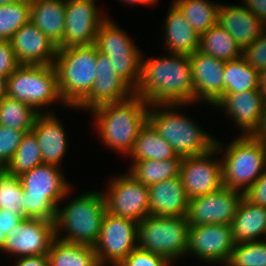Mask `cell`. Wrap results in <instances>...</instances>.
I'll return each instance as SVG.
<instances>
[{
	"label": "cell",
	"mask_w": 266,
	"mask_h": 266,
	"mask_svg": "<svg viewBox=\"0 0 266 266\" xmlns=\"http://www.w3.org/2000/svg\"><path fill=\"white\" fill-rule=\"evenodd\" d=\"M142 55L141 75L134 94L150 105H190L194 84L189 55L170 53L165 57Z\"/></svg>",
	"instance_id": "6da1fadb"
},
{
	"label": "cell",
	"mask_w": 266,
	"mask_h": 266,
	"mask_svg": "<svg viewBox=\"0 0 266 266\" xmlns=\"http://www.w3.org/2000/svg\"><path fill=\"white\" fill-rule=\"evenodd\" d=\"M149 103L133 94L130 98L92 109L98 135L107 147L130 154L141 127L148 120Z\"/></svg>",
	"instance_id": "7a4b0ae2"
},
{
	"label": "cell",
	"mask_w": 266,
	"mask_h": 266,
	"mask_svg": "<svg viewBox=\"0 0 266 266\" xmlns=\"http://www.w3.org/2000/svg\"><path fill=\"white\" fill-rule=\"evenodd\" d=\"M59 168L40 164L18 176L24 189V218L54 222L57 206L71 192V185Z\"/></svg>",
	"instance_id": "3957f363"
},
{
	"label": "cell",
	"mask_w": 266,
	"mask_h": 266,
	"mask_svg": "<svg viewBox=\"0 0 266 266\" xmlns=\"http://www.w3.org/2000/svg\"><path fill=\"white\" fill-rule=\"evenodd\" d=\"M106 212L102 192L91 191L76 196L62 208L57 206L55 236L63 241L94 246ZM62 231L66 233L63 237L60 236Z\"/></svg>",
	"instance_id": "277c9868"
},
{
	"label": "cell",
	"mask_w": 266,
	"mask_h": 266,
	"mask_svg": "<svg viewBox=\"0 0 266 266\" xmlns=\"http://www.w3.org/2000/svg\"><path fill=\"white\" fill-rule=\"evenodd\" d=\"M181 106L149 105L148 121L178 156L184 158L209 152L215 147L216 138L201 130L185 113L177 112Z\"/></svg>",
	"instance_id": "5b68a950"
},
{
	"label": "cell",
	"mask_w": 266,
	"mask_h": 266,
	"mask_svg": "<svg viewBox=\"0 0 266 266\" xmlns=\"http://www.w3.org/2000/svg\"><path fill=\"white\" fill-rule=\"evenodd\" d=\"M98 48L95 44L57 50L54 66L64 103L75 108L91 91L96 78Z\"/></svg>",
	"instance_id": "8992f818"
},
{
	"label": "cell",
	"mask_w": 266,
	"mask_h": 266,
	"mask_svg": "<svg viewBox=\"0 0 266 266\" xmlns=\"http://www.w3.org/2000/svg\"><path fill=\"white\" fill-rule=\"evenodd\" d=\"M223 152V186L244 193L266 168V143L255 135L241 134Z\"/></svg>",
	"instance_id": "52a82bcc"
},
{
	"label": "cell",
	"mask_w": 266,
	"mask_h": 266,
	"mask_svg": "<svg viewBox=\"0 0 266 266\" xmlns=\"http://www.w3.org/2000/svg\"><path fill=\"white\" fill-rule=\"evenodd\" d=\"M6 95L31 106L37 113L53 102L67 106L60 94L54 65H20L7 78Z\"/></svg>",
	"instance_id": "ba28073f"
},
{
	"label": "cell",
	"mask_w": 266,
	"mask_h": 266,
	"mask_svg": "<svg viewBox=\"0 0 266 266\" xmlns=\"http://www.w3.org/2000/svg\"><path fill=\"white\" fill-rule=\"evenodd\" d=\"M188 236L187 217L147 215L138 222V247L163 256L170 262L186 256Z\"/></svg>",
	"instance_id": "9c48e42d"
},
{
	"label": "cell",
	"mask_w": 266,
	"mask_h": 266,
	"mask_svg": "<svg viewBox=\"0 0 266 266\" xmlns=\"http://www.w3.org/2000/svg\"><path fill=\"white\" fill-rule=\"evenodd\" d=\"M95 45L109 57L115 72L134 90L139 84L144 55L126 32L107 18L99 27Z\"/></svg>",
	"instance_id": "30bf717a"
},
{
	"label": "cell",
	"mask_w": 266,
	"mask_h": 266,
	"mask_svg": "<svg viewBox=\"0 0 266 266\" xmlns=\"http://www.w3.org/2000/svg\"><path fill=\"white\" fill-rule=\"evenodd\" d=\"M138 222L106 212L93 249L99 263L118 265L138 247Z\"/></svg>",
	"instance_id": "8fae6325"
},
{
	"label": "cell",
	"mask_w": 266,
	"mask_h": 266,
	"mask_svg": "<svg viewBox=\"0 0 266 266\" xmlns=\"http://www.w3.org/2000/svg\"><path fill=\"white\" fill-rule=\"evenodd\" d=\"M103 192L109 214L140 222L149 215V187L129 172L110 179Z\"/></svg>",
	"instance_id": "7c38bea8"
},
{
	"label": "cell",
	"mask_w": 266,
	"mask_h": 266,
	"mask_svg": "<svg viewBox=\"0 0 266 266\" xmlns=\"http://www.w3.org/2000/svg\"><path fill=\"white\" fill-rule=\"evenodd\" d=\"M222 145L216 140L215 147L209 152L182 159L180 177L188 199L204 196L223 186L221 160L211 157L222 152Z\"/></svg>",
	"instance_id": "4fadbf2b"
},
{
	"label": "cell",
	"mask_w": 266,
	"mask_h": 266,
	"mask_svg": "<svg viewBox=\"0 0 266 266\" xmlns=\"http://www.w3.org/2000/svg\"><path fill=\"white\" fill-rule=\"evenodd\" d=\"M96 0H67L63 42L58 49L95 44L98 29L108 18Z\"/></svg>",
	"instance_id": "5bb4252c"
},
{
	"label": "cell",
	"mask_w": 266,
	"mask_h": 266,
	"mask_svg": "<svg viewBox=\"0 0 266 266\" xmlns=\"http://www.w3.org/2000/svg\"><path fill=\"white\" fill-rule=\"evenodd\" d=\"M234 246L229 224L189 226L187 255L191 253L209 264L226 265Z\"/></svg>",
	"instance_id": "9a60e30c"
},
{
	"label": "cell",
	"mask_w": 266,
	"mask_h": 266,
	"mask_svg": "<svg viewBox=\"0 0 266 266\" xmlns=\"http://www.w3.org/2000/svg\"><path fill=\"white\" fill-rule=\"evenodd\" d=\"M242 197V192L222 186L217 191L189 199L188 225H231Z\"/></svg>",
	"instance_id": "2e32d148"
},
{
	"label": "cell",
	"mask_w": 266,
	"mask_h": 266,
	"mask_svg": "<svg viewBox=\"0 0 266 266\" xmlns=\"http://www.w3.org/2000/svg\"><path fill=\"white\" fill-rule=\"evenodd\" d=\"M55 237L53 221L25 218L8 233L0 252L15 257L48 255Z\"/></svg>",
	"instance_id": "e0dca14e"
},
{
	"label": "cell",
	"mask_w": 266,
	"mask_h": 266,
	"mask_svg": "<svg viewBox=\"0 0 266 266\" xmlns=\"http://www.w3.org/2000/svg\"><path fill=\"white\" fill-rule=\"evenodd\" d=\"M109 57L97 53V71L89 94L75 107L91 111L107 103L124 101L134 94V89L113 68Z\"/></svg>",
	"instance_id": "ac0fdd59"
},
{
	"label": "cell",
	"mask_w": 266,
	"mask_h": 266,
	"mask_svg": "<svg viewBox=\"0 0 266 266\" xmlns=\"http://www.w3.org/2000/svg\"><path fill=\"white\" fill-rule=\"evenodd\" d=\"M189 59L194 84V102L202 100L214 106L224 95L226 62L199 50L189 55Z\"/></svg>",
	"instance_id": "d6986e66"
},
{
	"label": "cell",
	"mask_w": 266,
	"mask_h": 266,
	"mask_svg": "<svg viewBox=\"0 0 266 266\" xmlns=\"http://www.w3.org/2000/svg\"><path fill=\"white\" fill-rule=\"evenodd\" d=\"M214 106L226 111L224 113L243 131L242 135H255L262 121L265 97L260 89L225 93Z\"/></svg>",
	"instance_id": "ffe728a7"
},
{
	"label": "cell",
	"mask_w": 266,
	"mask_h": 266,
	"mask_svg": "<svg viewBox=\"0 0 266 266\" xmlns=\"http://www.w3.org/2000/svg\"><path fill=\"white\" fill-rule=\"evenodd\" d=\"M9 41L20 65H54L58 47L31 20Z\"/></svg>",
	"instance_id": "44dd1931"
},
{
	"label": "cell",
	"mask_w": 266,
	"mask_h": 266,
	"mask_svg": "<svg viewBox=\"0 0 266 266\" xmlns=\"http://www.w3.org/2000/svg\"><path fill=\"white\" fill-rule=\"evenodd\" d=\"M217 23L235 39L241 49L249 46L266 29V25L241 4H219Z\"/></svg>",
	"instance_id": "7402d4cb"
},
{
	"label": "cell",
	"mask_w": 266,
	"mask_h": 266,
	"mask_svg": "<svg viewBox=\"0 0 266 266\" xmlns=\"http://www.w3.org/2000/svg\"><path fill=\"white\" fill-rule=\"evenodd\" d=\"M46 111L36 115L31 132L38 141L43 164L59 167L67 150V136L62 122Z\"/></svg>",
	"instance_id": "603a6c76"
},
{
	"label": "cell",
	"mask_w": 266,
	"mask_h": 266,
	"mask_svg": "<svg viewBox=\"0 0 266 266\" xmlns=\"http://www.w3.org/2000/svg\"><path fill=\"white\" fill-rule=\"evenodd\" d=\"M188 204L180 175L149 186V215L186 217Z\"/></svg>",
	"instance_id": "cb8c5ba5"
},
{
	"label": "cell",
	"mask_w": 266,
	"mask_h": 266,
	"mask_svg": "<svg viewBox=\"0 0 266 266\" xmlns=\"http://www.w3.org/2000/svg\"><path fill=\"white\" fill-rule=\"evenodd\" d=\"M164 29L168 54L191 55L199 49L200 35L174 2L167 13Z\"/></svg>",
	"instance_id": "d4e9b609"
},
{
	"label": "cell",
	"mask_w": 266,
	"mask_h": 266,
	"mask_svg": "<svg viewBox=\"0 0 266 266\" xmlns=\"http://www.w3.org/2000/svg\"><path fill=\"white\" fill-rule=\"evenodd\" d=\"M67 0H30L31 22L58 47L63 42Z\"/></svg>",
	"instance_id": "484cf974"
},
{
	"label": "cell",
	"mask_w": 266,
	"mask_h": 266,
	"mask_svg": "<svg viewBox=\"0 0 266 266\" xmlns=\"http://www.w3.org/2000/svg\"><path fill=\"white\" fill-rule=\"evenodd\" d=\"M231 228L235 243L261 241V235L266 237V207L255 205L242 197Z\"/></svg>",
	"instance_id": "4316f807"
},
{
	"label": "cell",
	"mask_w": 266,
	"mask_h": 266,
	"mask_svg": "<svg viewBox=\"0 0 266 266\" xmlns=\"http://www.w3.org/2000/svg\"><path fill=\"white\" fill-rule=\"evenodd\" d=\"M132 163L140 160H169L178 157L173 147L165 141L147 120L141 127L134 147L129 154Z\"/></svg>",
	"instance_id": "83f0119b"
},
{
	"label": "cell",
	"mask_w": 266,
	"mask_h": 266,
	"mask_svg": "<svg viewBox=\"0 0 266 266\" xmlns=\"http://www.w3.org/2000/svg\"><path fill=\"white\" fill-rule=\"evenodd\" d=\"M48 258L50 266H95L98 264L93 246L54 238Z\"/></svg>",
	"instance_id": "f1b7e54d"
},
{
	"label": "cell",
	"mask_w": 266,
	"mask_h": 266,
	"mask_svg": "<svg viewBox=\"0 0 266 266\" xmlns=\"http://www.w3.org/2000/svg\"><path fill=\"white\" fill-rule=\"evenodd\" d=\"M198 50L224 62L242 57V49L240 46L218 23L200 35Z\"/></svg>",
	"instance_id": "f546056e"
},
{
	"label": "cell",
	"mask_w": 266,
	"mask_h": 266,
	"mask_svg": "<svg viewBox=\"0 0 266 266\" xmlns=\"http://www.w3.org/2000/svg\"><path fill=\"white\" fill-rule=\"evenodd\" d=\"M182 157L169 160H140L135 161L128 172L145 186H151L169 178L180 175Z\"/></svg>",
	"instance_id": "4dcf8cb0"
},
{
	"label": "cell",
	"mask_w": 266,
	"mask_h": 266,
	"mask_svg": "<svg viewBox=\"0 0 266 266\" xmlns=\"http://www.w3.org/2000/svg\"><path fill=\"white\" fill-rule=\"evenodd\" d=\"M260 73L240 57L224 67V94L259 89Z\"/></svg>",
	"instance_id": "1f68e13d"
},
{
	"label": "cell",
	"mask_w": 266,
	"mask_h": 266,
	"mask_svg": "<svg viewBox=\"0 0 266 266\" xmlns=\"http://www.w3.org/2000/svg\"><path fill=\"white\" fill-rule=\"evenodd\" d=\"M173 1L199 35H202L217 23V11L220 3H214L209 0Z\"/></svg>",
	"instance_id": "d6a6232c"
},
{
	"label": "cell",
	"mask_w": 266,
	"mask_h": 266,
	"mask_svg": "<svg viewBox=\"0 0 266 266\" xmlns=\"http://www.w3.org/2000/svg\"><path fill=\"white\" fill-rule=\"evenodd\" d=\"M38 113L26 103L4 96L0 99V125L20 131H31Z\"/></svg>",
	"instance_id": "836d02e7"
},
{
	"label": "cell",
	"mask_w": 266,
	"mask_h": 266,
	"mask_svg": "<svg viewBox=\"0 0 266 266\" xmlns=\"http://www.w3.org/2000/svg\"><path fill=\"white\" fill-rule=\"evenodd\" d=\"M40 164H43L40 147L35 135L30 131L25 133L11 162L4 170L18 177Z\"/></svg>",
	"instance_id": "e575fe53"
},
{
	"label": "cell",
	"mask_w": 266,
	"mask_h": 266,
	"mask_svg": "<svg viewBox=\"0 0 266 266\" xmlns=\"http://www.w3.org/2000/svg\"><path fill=\"white\" fill-rule=\"evenodd\" d=\"M30 16V0L0 5V40H10Z\"/></svg>",
	"instance_id": "d590c367"
},
{
	"label": "cell",
	"mask_w": 266,
	"mask_h": 266,
	"mask_svg": "<svg viewBox=\"0 0 266 266\" xmlns=\"http://www.w3.org/2000/svg\"><path fill=\"white\" fill-rule=\"evenodd\" d=\"M225 266H266V240L235 243Z\"/></svg>",
	"instance_id": "8d00e7d4"
},
{
	"label": "cell",
	"mask_w": 266,
	"mask_h": 266,
	"mask_svg": "<svg viewBox=\"0 0 266 266\" xmlns=\"http://www.w3.org/2000/svg\"><path fill=\"white\" fill-rule=\"evenodd\" d=\"M23 186L19 177L0 170V203L2 209L23 214Z\"/></svg>",
	"instance_id": "74e56055"
},
{
	"label": "cell",
	"mask_w": 266,
	"mask_h": 266,
	"mask_svg": "<svg viewBox=\"0 0 266 266\" xmlns=\"http://www.w3.org/2000/svg\"><path fill=\"white\" fill-rule=\"evenodd\" d=\"M7 126L0 125V169L4 170L11 162L25 133Z\"/></svg>",
	"instance_id": "f35d334b"
},
{
	"label": "cell",
	"mask_w": 266,
	"mask_h": 266,
	"mask_svg": "<svg viewBox=\"0 0 266 266\" xmlns=\"http://www.w3.org/2000/svg\"><path fill=\"white\" fill-rule=\"evenodd\" d=\"M242 58L259 73L266 69V29L255 41L242 49Z\"/></svg>",
	"instance_id": "ab89813d"
},
{
	"label": "cell",
	"mask_w": 266,
	"mask_h": 266,
	"mask_svg": "<svg viewBox=\"0 0 266 266\" xmlns=\"http://www.w3.org/2000/svg\"><path fill=\"white\" fill-rule=\"evenodd\" d=\"M171 264L173 265L174 262H170L163 256L136 247L117 266H170Z\"/></svg>",
	"instance_id": "60d3db41"
},
{
	"label": "cell",
	"mask_w": 266,
	"mask_h": 266,
	"mask_svg": "<svg viewBox=\"0 0 266 266\" xmlns=\"http://www.w3.org/2000/svg\"><path fill=\"white\" fill-rule=\"evenodd\" d=\"M20 66L9 40H0V75L8 78Z\"/></svg>",
	"instance_id": "b9f144b4"
},
{
	"label": "cell",
	"mask_w": 266,
	"mask_h": 266,
	"mask_svg": "<svg viewBox=\"0 0 266 266\" xmlns=\"http://www.w3.org/2000/svg\"><path fill=\"white\" fill-rule=\"evenodd\" d=\"M243 197L255 205L266 207V168L254 184L243 193Z\"/></svg>",
	"instance_id": "7bdbcfd3"
},
{
	"label": "cell",
	"mask_w": 266,
	"mask_h": 266,
	"mask_svg": "<svg viewBox=\"0 0 266 266\" xmlns=\"http://www.w3.org/2000/svg\"><path fill=\"white\" fill-rule=\"evenodd\" d=\"M24 214H16L9 210L2 209L0 211V250L6 242V236L23 221Z\"/></svg>",
	"instance_id": "ee69618b"
},
{
	"label": "cell",
	"mask_w": 266,
	"mask_h": 266,
	"mask_svg": "<svg viewBox=\"0 0 266 266\" xmlns=\"http://www.w3.org/2000/svg\"><path fill=\"white\" fill-rule=\"evenodd\" d=\"M243 5L266 25V0H242Z\"/></svg>",
	"instance_id": "f6af8a7d"
},
{
	"label": "cell",
	"mask_w": 266,
	"mask_h": 266,
	"mask_svg": "<svg viewBox=\"0 0 266 266\" xmlns=\"http://www.w3.org/2000/svg\"><path fill=\"white\" fill-rule=\"evenodd\" d=\"M15 266H50L48 255L18 257Z\"/></svg>",
	"instance_id": "bcb514c9"
},
{
	"label": "cell",
	"mask_w": 266,
	"mask_h": 266,
	"mask_svg": "<svg viewBox=\"0 0 266 266\" xmlns=\"http://www.w3.org/2000/svg\"><path fill=\"white\" fill-rule=\"evenodd\" d=\"M255 136L259 137L261 140H263L266 143V101L263 111V117L260 124V128L258 132L255 134Z\"/></svg>",
	"instance_id": "7dc6e473"
},
{
	"label": "cell",
	"mask_w": 266,
	"mask_h": 266,
	"mask_svg": "<svg viewBox=\"0 0 266 266\" xmlns=\"http://www.w3.org/2000/svg\"><path fill=\"white\" fill-rule=\"evenodd\" d=\"M259 89L263 93L266 101V69L260 72Z\"/></svg>",
	"instance_id": "c3c4849f"
},
{
	"label": "cell",
	"mask_w": 266,
	"mask_h": 266,
	"mask_svg": "<svg viewBox=\"0 0 266 266\" xmlns=\"http://www.w3.org/2000/svg\"><path fill=\"white\" fill-rule=\"evenodd\" d=\"M121 1H124L125 3H128V4H146V5H155L157 4L158 0H121Z\"/></svg>",
	"instance_id": "681fc988"
},
{
	"label": "cell",
	"mask_w": 266,
	"mask_h": 266,
	"mask_svg": "<svg viewBox=\"0 0 266 266\" xmlns=\"http://www.w3.org/2000/svg\"><path fill=\"white\" fill-rule=\"evenodd\" d=\"M7 78L0 75V99L6 96Z\"/></svg>",
	"instance_id": "f907efd6"
},
{
	"label": "cell",
	"mask_w": 266,
	"mask_h": 266,
	"mask_svg": "<svg viewBox=\"0 0 266 266\" xmlns=\"http://www.w3.org/2000/svg\"><path fill=\"white\" fill-rule=\"evenodd\" d=\"M21 0H0V5H6V4H10V3H16L19 2Z\"/></svg>",
	"instance_id": "816d5d0a"
},
{
	"label": "cell",
	"mask_w": 266,
	"mask_h": 266,
	"mask_svg": "<svg viewBox=\"0 0 266 266\" xmlns=\"http://www.w3.org/2000/svg\"><path fill=\"white\" fill-rule=\"evenodd\" d=\"M95 266H107V264L98 262V264H96ZM110 266H117V265L111 264Z\"/></svg>",
	"instance_id": "f5cc1de1"
}]
</instances>
